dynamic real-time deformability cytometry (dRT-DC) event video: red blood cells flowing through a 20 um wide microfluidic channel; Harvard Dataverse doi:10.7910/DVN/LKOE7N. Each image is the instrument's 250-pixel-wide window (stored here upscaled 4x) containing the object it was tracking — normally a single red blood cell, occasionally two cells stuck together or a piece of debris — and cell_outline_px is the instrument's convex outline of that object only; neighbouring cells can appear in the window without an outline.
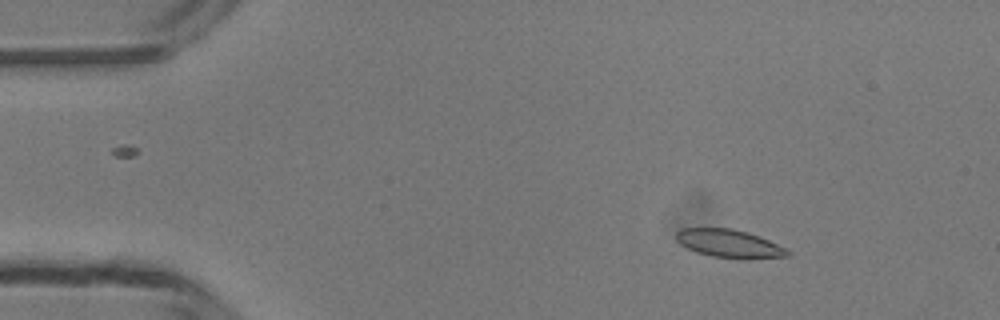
{"species": "common noctule bat (a hibernating species)", "species_latin": "Nyctalus noctula", "temperature_condition": "room temperature", "stored_images_in_passage": 48, "camera_frame_rate_fps": 3000, "um_per_image_px": 0.085, "animal": {"sex": "male", "body_mass_g": 13.3}, "frame": {"image": 1, "passage_image": 6, "time_ms": 1.667, "image_size_px": [1000, 320], "cell_outline_px": [[792, 252], [788, 256], [748, 260], [744, 260], [712, 256], [696, 252], [680, 244], [676, 240], [676, 232], [680, 228], [732, 228], [748, 232], [768, 240]], "centroid_in_image_um": [61.98, 20.72], "position_along_channel_um": 23.0, "area_um2": 18.44}}
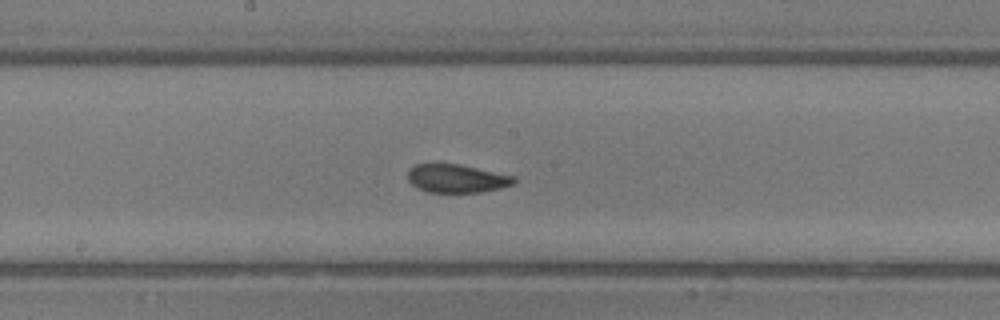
{"frame": {"image": 2, "passage_image": 25, "time_ms": 8.0, "image_size_px": [1000, 320], "cell_outline_px": [[516, 180], [512, 184], [500, 188], [480, 192], [428, 192], [416, 188], [408, 180], [408, 168], [416, 164], [460, 164], [516, 176]], "centroid_in_image_um": [38.8, 15.16], "position_along_channel_um": 209.4, "area_um2": 17.57}}
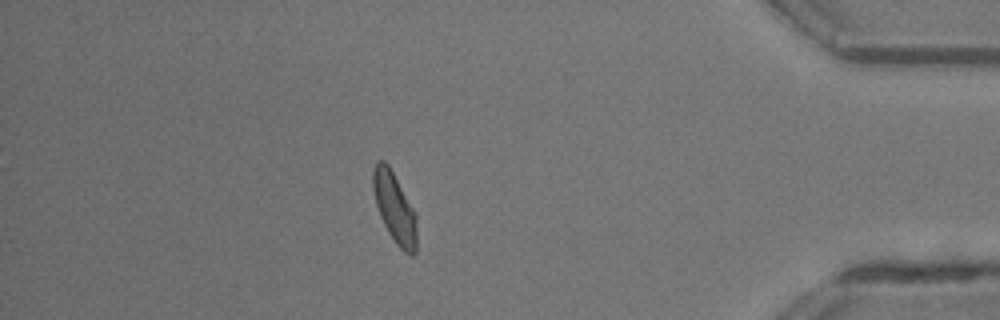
{"frame": {"image": 3, "passage_image": 42, "time_ms": 13.667, "image_size_px": [1000, 320], "cell_outline_px": [[416, 252], [412, 256], [408, 256], [396, 244], [388, 232], [380, 216], [376, 204], [372, 188], [372, 172], [376, 160], [384, 160], [388, 164], [416, 212]], "centroid_in_image_um": [33.54, 17.66], "position_along_channel_um": 401.7, "area_um2": 18.09}, "authors_computed_cell_mechanics": {"area_um2": 18.1203, "velocity_mm_per_s": 4.1744, "shape_relaxation_time_tau1_ms": 3.4537, "shape_relaxation_time_tau2_ms": 1.7434, "deformation_change_tau1": 0.1348, "deformation_change_tau2": 0.0615}}